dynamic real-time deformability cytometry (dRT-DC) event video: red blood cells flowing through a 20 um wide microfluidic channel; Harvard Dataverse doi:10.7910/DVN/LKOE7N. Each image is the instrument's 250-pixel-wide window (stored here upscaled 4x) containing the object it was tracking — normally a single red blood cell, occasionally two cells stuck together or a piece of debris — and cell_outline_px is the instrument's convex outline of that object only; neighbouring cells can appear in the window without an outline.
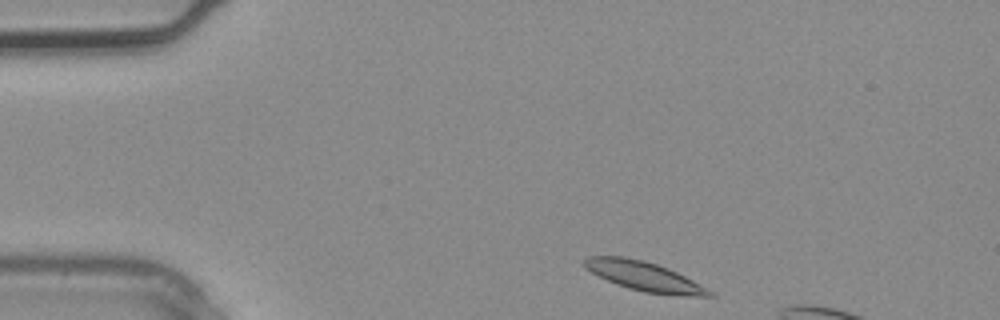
{"species": "common noctule bat (a hibernating species)", "species_latin": "Nyctalus noctula", "temperature_condition": "warm", "stored_images_in_passage": 4, "camera_frame_rate_fps": 3000, "um_per_image_px": 0.085, "animal": {"sex": "male", "body_mass_g": 20.4}, "frame": {"image": 1, "passage_image": 3, "time_ms": 0.667, "image_size_px": [1000, 320], "cell_outline_px": [[716, 296], [684, 296], [644, 292], [628, 288], [616, 284], [584, 268], [584, 260], [588, 256], [624, 256], [644, 260], [668, 268], [692, 280], [712, 292]], "centroid_in_image_um": [54.73, 23.48], "position_along_channel_um": 30.3, "area_um2": 21.1}}